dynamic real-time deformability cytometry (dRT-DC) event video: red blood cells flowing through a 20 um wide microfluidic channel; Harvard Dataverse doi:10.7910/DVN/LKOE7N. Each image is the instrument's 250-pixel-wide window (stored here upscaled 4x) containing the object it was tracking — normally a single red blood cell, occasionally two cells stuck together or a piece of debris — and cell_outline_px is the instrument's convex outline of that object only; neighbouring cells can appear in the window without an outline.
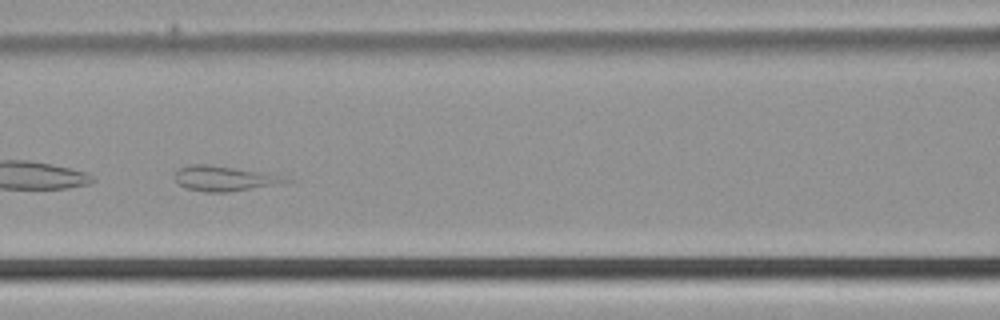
{"species": "common noctule bat (a hibernating species)", "species_latin": "Nyctalus noctula", "temperature_condition": "cold", "stored_images_in_passage": 51, "camera_frame_rate_fps": 3000, "um_per_image_px": 0.085, "animal": {"sex": "male", "body_mass_g": 21.5, "forearm_length_mm": 52.0}, "frame": {"image": 1, "passage_image": 24, "time_ms": 7.667, "image_size_px": [1000, 320], "cell_outline_px": [[296, 180], [228, 192], [204, 192], [188, 188], [180, 184], [176, 180], [176, 172], [180, 168], [188, 164], [212, 164], [260, 172]], "centroid_in_image_um": [18.99, 15.15], "position_along_channel_um": 147.6, "area_um2": 15.66}}
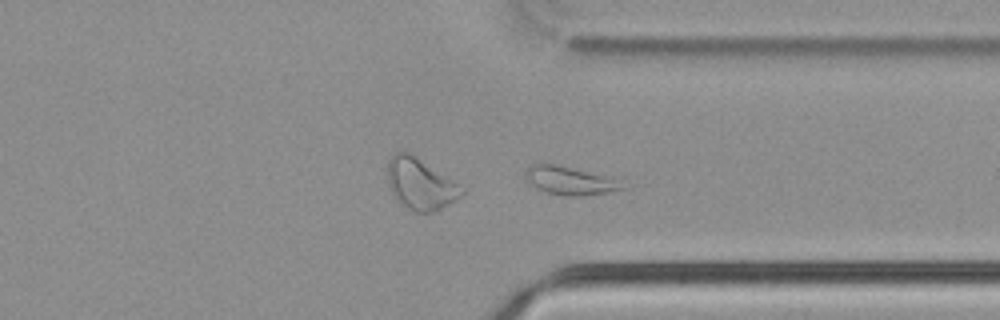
{"frame": {"image": 2, "passage_image": 40, "time_ms": 13.0, "image_size_px": [1000, 320], "cell_outline_px": [[632, 188], [584, 196], [560, 196], [536, 188], [524, 176], [528, 168], [532, 164], [544, 160], [604, 176]], "centroid_in_image_um": [48.39, 15.33], "position_along_channel_um": 363.0, "area_um2": 16.18}}